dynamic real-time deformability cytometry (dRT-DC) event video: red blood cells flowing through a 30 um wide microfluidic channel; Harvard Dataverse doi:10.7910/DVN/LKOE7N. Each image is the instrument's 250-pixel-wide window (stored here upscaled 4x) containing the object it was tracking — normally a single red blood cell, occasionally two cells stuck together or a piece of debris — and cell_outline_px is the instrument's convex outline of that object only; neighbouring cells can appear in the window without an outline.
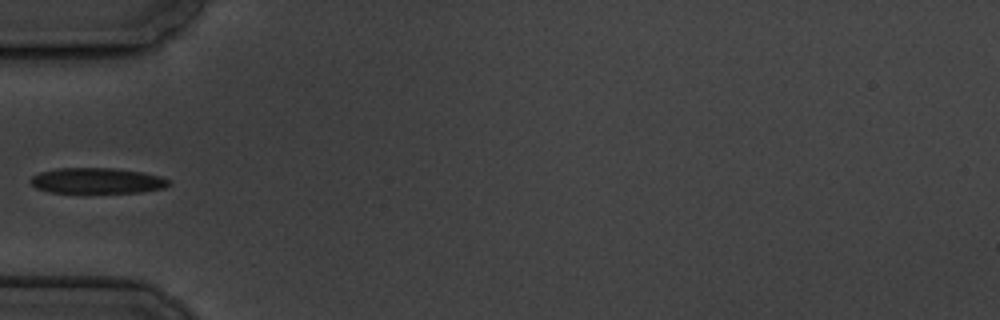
{"species": "common noctule bat (a hibernating species)", "species_latin": "Nyctalus noctula", "temperature_condition": "cold", "stored_images_in_passage": 6, "camera_frame_rate_fps": 3000, "um_per_image_px": 0.085, "animal": {"sex": "male", "body_mass_g": 19.5, "forearm_length_mm": 54.6}, "frame": {"image": 1, "passage_image": 6, "time_ms": 5.667, "image_size_px": [1000, 320], "cell_outline_px": [[168, 184], [164, 188], [140, 192], [48, 192], [36, 188], [28, 180], [32, 176], [40, 172], [56, 168], [112, 168], [144, 172], [160, 176], [168, 180]], "centroid_in_image_um": [8.2, 15.35], "position_along_channel_um": 76.8, "area_um2": 20.52}}